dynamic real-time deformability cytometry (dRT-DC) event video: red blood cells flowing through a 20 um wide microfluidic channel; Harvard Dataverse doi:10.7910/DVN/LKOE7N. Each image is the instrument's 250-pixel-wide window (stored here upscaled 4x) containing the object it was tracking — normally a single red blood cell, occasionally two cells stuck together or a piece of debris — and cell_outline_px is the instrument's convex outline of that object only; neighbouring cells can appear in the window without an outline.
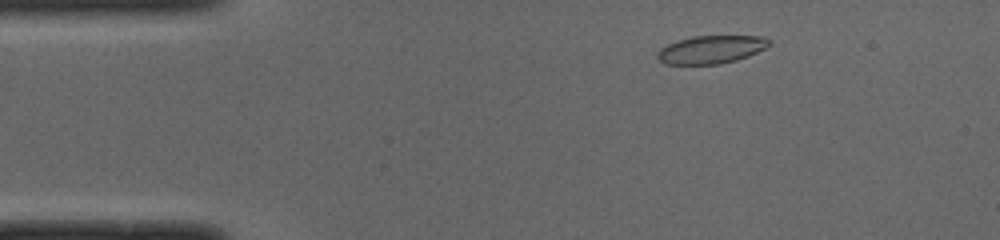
{"species": "common noctule bat (a hibernating species)", "species_latin": "Nyctalus noctula", "temperature_condition": "cold", "stored_images_in_passage": 47, "camera_frame_rate_fps": 3000, "um_per_image_px": 0.085, "animal": {"sex": "male", "body_mass_g": 19.0, "forearm_length_mm": 50.8}, "frame": {"image": 1, "passage_image": 4, "time_ms": 1.0, "image_size_px": [1000, 240], "cell_outline_px": [[772, 44], [748, 56], [736, 60], [720, 64], [664, 64], [656, 56], [656, 52], [660, 48], [676, 40], [692, 36], [760, 36], [772, 40]], "centroid_in_image_um": [60.42, 4.2], "position_along_channel_um": 24.6, "area_um2": 18.32}}
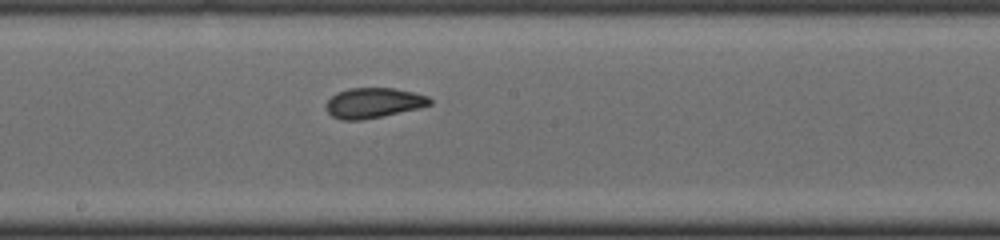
{"frame": {"image": 2, "passage_image": 23, "time_ms": 7.333, "image_size_px": [1000, 240], "cell_outline_px": [[432, 104], [420, 108], [384, 116], [364, 120], [340, 120], [332, 116], [328, 112], [324, 104], [336, 92], [348, 88], [396, 88], [428, 96], [432, 100]], "centroid_in_image_um": [31.74, 8.75], "position_along_channel_um": 216.5, "area_um2": 18.5}}
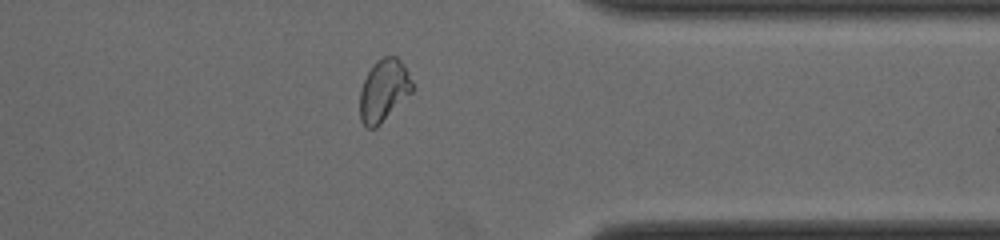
{"frame": {"image": 3, "passage_image": 36, "time_ms": 11.667, "image_size_px": [1000, 240], "cell_outline_px": [[416, 88], [376, 128], [368, 128], [360, 120], [360, 92], [364, 80], [372, 64], [376, 60], [384, 56], [396, 56], [404, 64]], "centroid_in_image_um": [32.64, 7.66], "position_along_channel_um": 378.8, "area_um2": 19.07}, "authors_computed_cell_mechanics": {"area_um2": 19.0162, "velocity_mm_per_s": 3.9747, "shape_relaxation_time_tau1_ms": 7.0061, "shape_relaxation_time_tau2_ms": 1.4064, "deformation_change_tau1": 0.2028, "deformation_change_tau2": 0.0709}}